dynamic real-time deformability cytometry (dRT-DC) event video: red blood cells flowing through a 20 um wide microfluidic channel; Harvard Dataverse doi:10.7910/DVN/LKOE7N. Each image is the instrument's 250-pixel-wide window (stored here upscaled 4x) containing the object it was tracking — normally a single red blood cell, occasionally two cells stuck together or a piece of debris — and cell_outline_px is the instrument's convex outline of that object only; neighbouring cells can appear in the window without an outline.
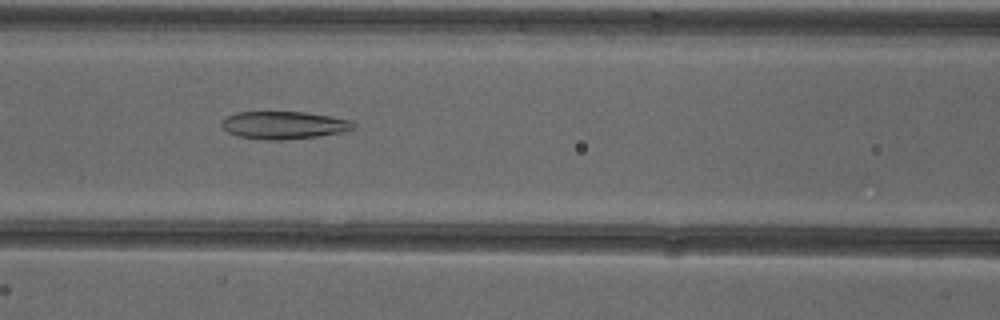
{"species": "common noctule bat (a hibernating species)", "species_latin": "Nyctalus noctula", "temperature_condition": "cold", "stored_images_in_passage": 48, "camera_frame_rate_fps": 3000, "um_per_image_px": 0.085, "animal": {"sex": "female"}, "frame": {"image": 1, "passage_image": 19, "time_ms": 6.0, "image_size_px": [1000, 320], "cell_outline_px": [[356, 128], [344, 132], [316, 136], [280, 140], [264, 140], [236, 136], [228, 132], [220, 124], [228, 116], [236, 112], [304, 112], [352, 120], [356, 124]], "centroid_in_image_um": [24.15, 10.64], "position_along_channel_um": 142.5, "area_um2": 21.21}}
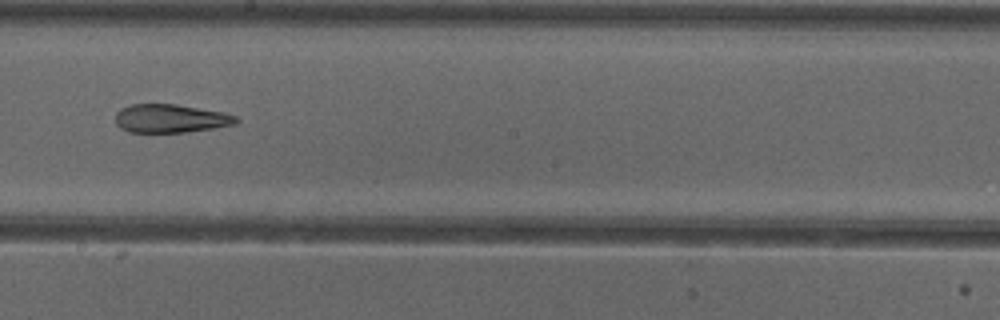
{"frame": {"image": 2, "passage_image": 26, "time_ms": 8.333, "image_size_px": [1000, 320], "cell_outline_px": [[240, 120], [236, 124], [212, 128], [184, 132], [128, 132], [120, 128], [116, 124], [116, 112], [120, 108], [132, 104], [176, 104], [224, 112], [236, 116]], "centroid_in_image_um": [14.49, 10.06], "position_along_channel_um": 233.7, "area_um2": 20.06}}
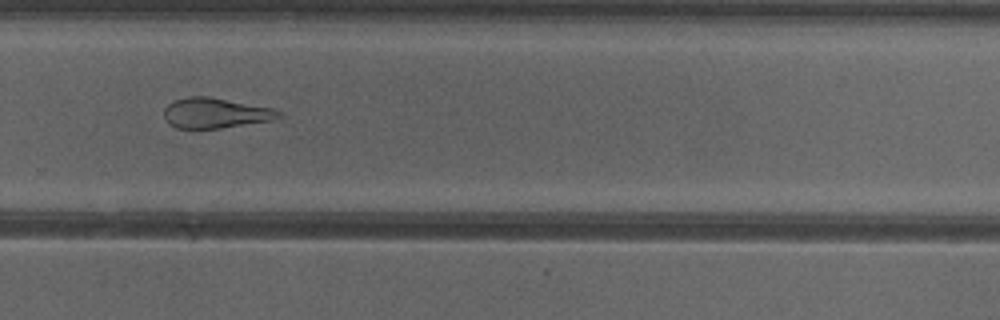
{"frame": {"image": 3, "passage_image": 32, "time_ms": 10.333, "image_size_px": [1000, 320], "cell_outline_px": [[284, 116], [268, 120], [220, 128], [176, 128], [168, 124], [164, 116], [164, 108], [172, 100], [188, 96], [208, 96], [272, 108], [280, 112]], "centroid_in_image_um": [18.24, 9.59], "position_along_channel_um": 311.6, "area_um2": 20.06}, "authors_computed_cell_mechanics": {"area_um2": 24.1315, "velocity_mm_per_s": 3.9107, "shape_relaxation_time_tau1_ms": null, "shape_relaxation_time_tau2_ms": 4.3976, "deformation_change_tau1": null, "deformation_change_tau2": 0.143}}